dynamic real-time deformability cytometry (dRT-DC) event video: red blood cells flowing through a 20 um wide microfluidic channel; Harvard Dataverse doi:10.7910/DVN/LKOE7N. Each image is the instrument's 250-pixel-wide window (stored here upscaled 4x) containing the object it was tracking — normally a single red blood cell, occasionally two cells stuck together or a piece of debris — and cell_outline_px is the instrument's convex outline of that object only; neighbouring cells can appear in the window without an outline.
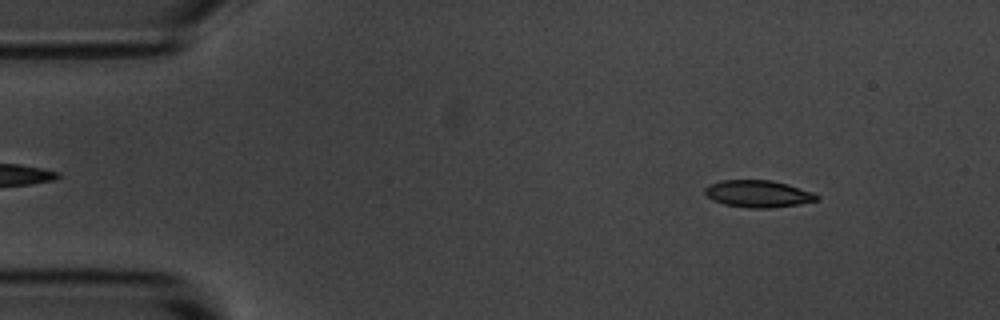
{"species": "common noctule bat (a hibernating species)", "species_latin": "Nyctalus noctula", "temperature_condition": "room temperature", "stored_images_in_passage": 7, "camera_frame_rate_fps": 3000, "um_per_image_px": 0.085, "animal": {"sex": "male", "body_mass_g": 20.1, "forearm_length_mm": 53.5}, "frame": {"image": 1, "passage_image": 1, "time_ms": 0.0, "image_size_px": [1000, 320], "cell_outline_px": [[820, 200], [772, 208], [752, 208], [724, 204], [712, 200], [704, 192], [704, 188], [708, 184], [720, 180], [772, 180], [788, 184], [812, 192], [820, 196]], "centroid_in_image_um": [64.43, 16.46], "position_along_channel_um": 20.6, "area_um2": 17.69}}
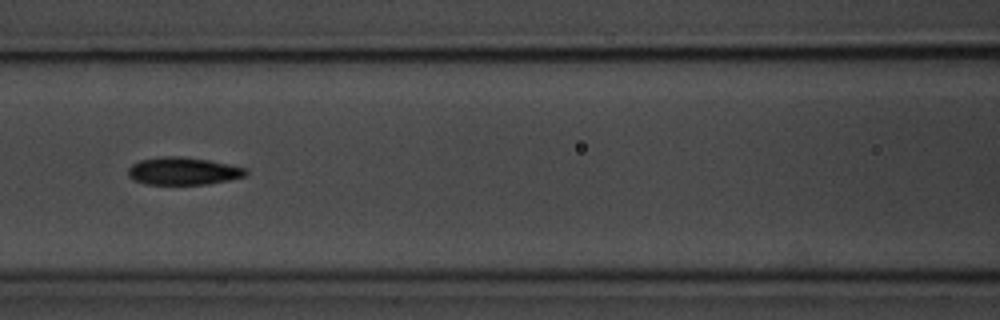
{"frame": {"image": 2, "passage_image": 6, "time_ms": 5.667, "image_size_px": [1000, 320], "cell_outline_px": [[248, 172], [244, 176], [228, 180], [208, 184], [148, 184], [136, 180], [128, 176], [128, 168], [132, 164], [140, 160], [164, 156], [184, 156], [208, 160], [248, 168]], "centroid_in_image_um": [15.58, 14.53], "position_along_channel_um": 151.0, "area_um2": 18.84}}
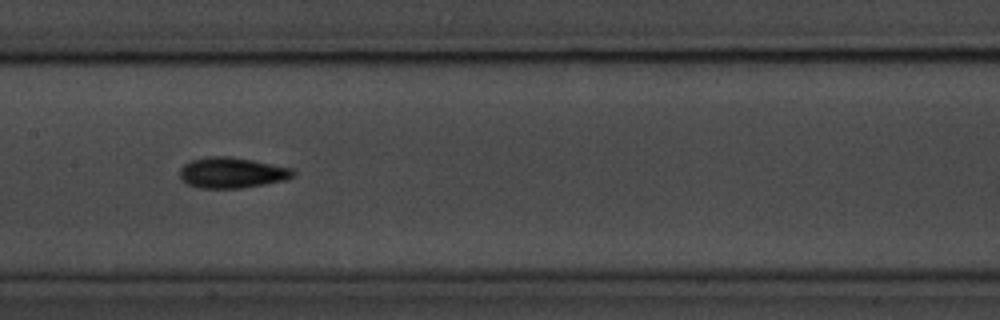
{"frame": {"image": 3, "passage_image": 7, "time_ms": 6.667, "image_size_px": [1000, 320], "cell_outline_px": [[296, 172], [292, 176], [284, 180], [264, 184], [240, 188], [196, 188], [180, 180], [180, 168], [184, 164], [192, 160], [208, 156], [228, 156], [252, 160], [292, 168]], "centroid_in_image_um": [19.67, 14.68], "position_along_channel_um": 187.7, "area_um2": 20.23}}